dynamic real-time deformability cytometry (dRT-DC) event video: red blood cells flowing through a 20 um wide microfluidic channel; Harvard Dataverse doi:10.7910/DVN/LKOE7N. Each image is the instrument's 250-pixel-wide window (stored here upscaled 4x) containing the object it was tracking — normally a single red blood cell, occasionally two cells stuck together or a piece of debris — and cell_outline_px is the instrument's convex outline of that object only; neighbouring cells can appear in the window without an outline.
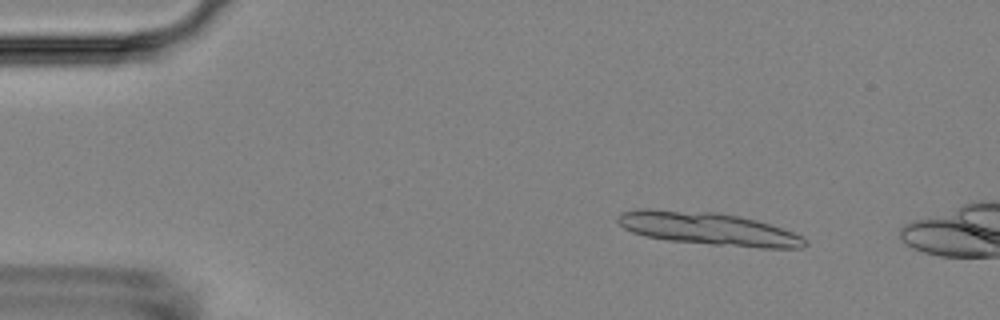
{"species": "Egyptian fruit bat (a non-hibernating species)", "species_latin": "Rousettus aegyptiacus", "temperature_condition": "room temperature", "stored_images_in_passage": 14, "camera_frame_rate_fps": 3000, "um_per_image_px": 0.085, "animal": {"sex": "female"}, "frame": {"image": 1, "passage_image": 7, "time_ms": 2.0, "image_size_px": [1000, 320], "cell_outline_px": [[808, 244], [800, 248], [760, 248], [712, 244], [668, 240], [644, 236], [632, 232], [624, 228], [616, 220], [616, 216], [620, 212], [636, 208], [652, 208], [716, 212], [756, 220], [804, 236], [808, 240]], "centroid_in_image_um": [60.15, 19.43], "position_along_channel_um": 24.9, "area_um2": 35.95}}